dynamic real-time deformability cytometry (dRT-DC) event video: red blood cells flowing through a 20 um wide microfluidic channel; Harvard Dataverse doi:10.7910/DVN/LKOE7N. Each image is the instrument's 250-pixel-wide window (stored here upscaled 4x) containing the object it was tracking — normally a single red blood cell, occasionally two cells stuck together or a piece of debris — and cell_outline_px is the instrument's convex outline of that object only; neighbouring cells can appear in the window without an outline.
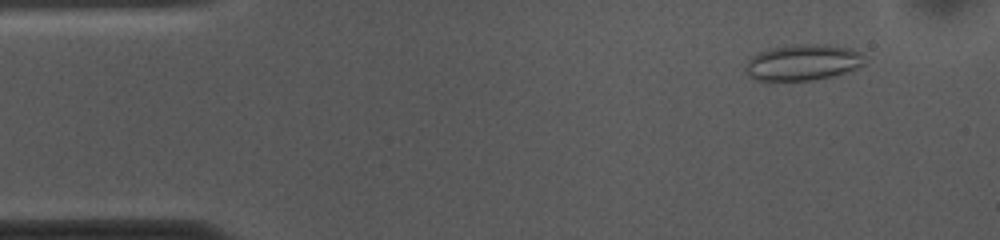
{"species": "common noctule bat (a hibernating species)", "species_latin": "Nyctalus noctula", "temperature_condition": "cold", "stored_images_in_passage": 53, "camera_frame_rate_fps": 3000, "um_per_image_px": 0.085, "animal": {"sex": "female", "body_mass_g": 10.0, "forearm_length_mm": 53.1}, "frame": {"image": 1, "passage_image": 5, "time_ms": 1.333, "image_size_px": [1000, 240], "cell_outline_px": [[864, 64], [856, 68], [832, 76], [812, 80], [764, 84], [748, 76], [744, 68], [748, 60], [752, 56], [760, 52], [772, 48], [788, 44], [828, 44], [852, 48], [864, 52]], "centroid_in_image_um": [68.19, 5.33], "position_along_channel_um": 16.8, "area_um2": 26.01}}
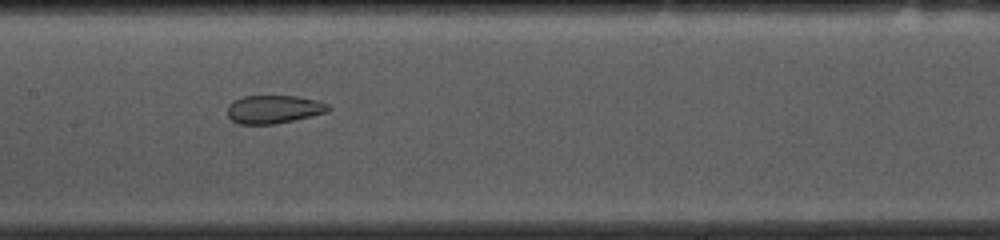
{"frame": {"image": 2, "passage_image": 25, "time_ms": 8.0, "image_size_px": [1000, 240], "cell_outline_px": [[332, 108], [328, 112], [276, 124], [240, 124], [232, 120], [228, 116], [228, 104], [232, 100], [244, 96], [296, 96], [316, 100], [328, 104]], "centroid_in_image_um": [23.27, 9.29], "position_along_channel_um": 184.1, "area_um2": 16.65}}
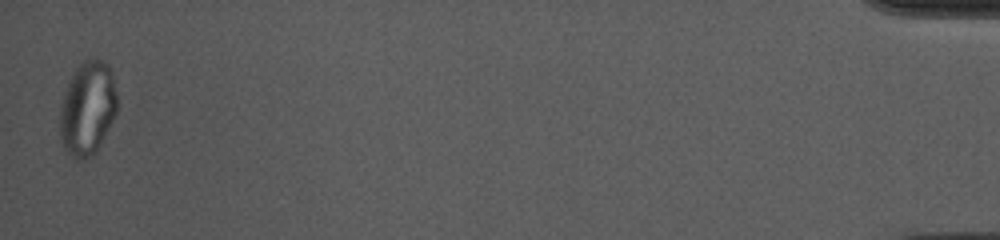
{"frame": {"image": 3, "passage_image": 53, "time_ms": 17.333, "image_size_px": [1000, 240], "cell_outline_px": [[116, 112], [96, 152], [92, 156], [84, 160], [76, 160], [64, 148], [60, 136], [60, 108], [68, 84], [76, 68], [84, 60], [100, 60], [108, 64], [112, 72], [116, 92]], "centroid_in_image_um": [7.44, 9.24], "position_along_channel_um": 427.8, "area_um2": 30.87}, "authors_computed_cell_mechanics": {"area_um2": 23.1778, "velocity_mm_per_s": 3.6547, "shape_relaxation_time_tau1_ms": null, "shape_relaxation_time_tau2_ms": 1.3069, "deformation_change_tau1": null, "deformation_change_tau2": 0.0597}}